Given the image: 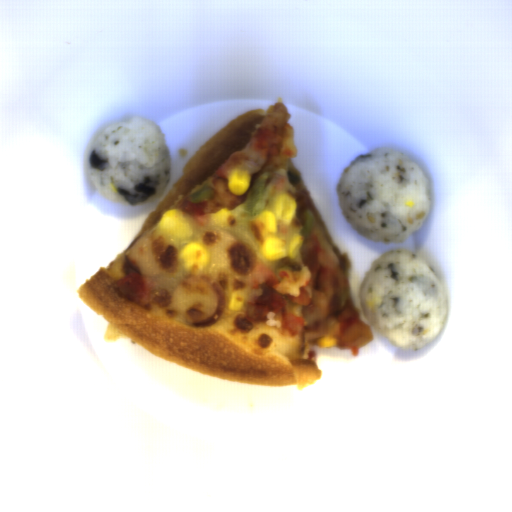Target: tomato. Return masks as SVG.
<instances>
[{
  "mask_svg": "<svg viewBox=\"0 0 512 512\" xmlns=\"http://www.w3.org/2000/svg\"><path fill=\"white\" fill-rule=\"evenodd\" d=\"M181 209L188 213L191 217L205 216L207 209V201L204 203H193L191 201H184Z\"/></svg>",
  "mask_w": 512,
  "mask_h": 512,
  "instance_id": "2",
  "label": "tomato"
},
{
  "mask_svg": "<svg viewBox=\"0 0 512 512\" xmlns=\"http://www.w3.org/2000/svg\"><path fill=\"white\" fill-rule=\"evenodd\" d=\"M113 288L118 296L133 302L144 299L148 291L144 276L136 271L127 273Z\"/></svg>",
  "mask_w": 512,
  "mask_h": 512,
  "instance_id": "1",
  "label": "tomato"
}]
</instances>
